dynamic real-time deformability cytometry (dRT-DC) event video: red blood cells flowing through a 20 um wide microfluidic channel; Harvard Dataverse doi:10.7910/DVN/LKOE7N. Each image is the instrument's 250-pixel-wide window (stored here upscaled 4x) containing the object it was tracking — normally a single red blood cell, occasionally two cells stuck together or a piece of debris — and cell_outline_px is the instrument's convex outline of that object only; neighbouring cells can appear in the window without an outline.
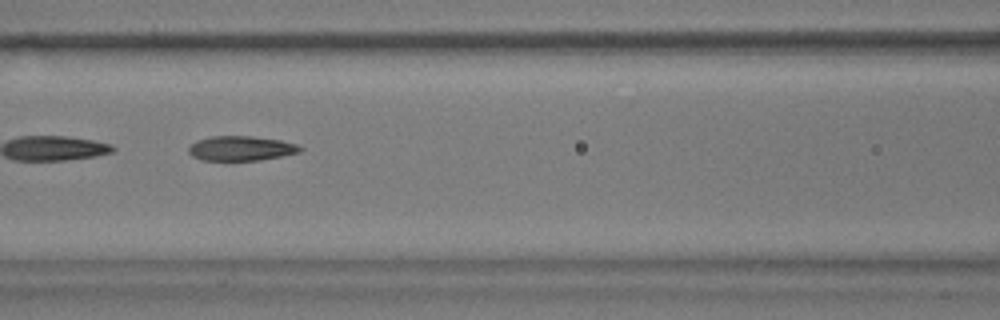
{"species": "common noctule bat (a hibernating species)", "species_latin": "Nyctalus noctula", "temperature_condition": "warm", "stored_images_in_passage": 23, "camera_frame_rate_fps": 3000, "um_per_image_px": 0.085, "animal": {"sex": "male", "body_mass_g": 17.9}, "frame": {"image": 1, "passage_image": 7, "time_ms": 2.0, "image_size_px": [1000, 320], "cell_outline_px": [[304, 148], [300, 152], [260, 160], [200, 160], [192, 156], [188, 152], [188, 148], [196, 140], [212, 136], [252, 136], [280, 140], [296, 144]], "centroid_in_image_um": [20.47, 12.61], "position_along_channel_um": 146.1, "area_um2": 16.01}}